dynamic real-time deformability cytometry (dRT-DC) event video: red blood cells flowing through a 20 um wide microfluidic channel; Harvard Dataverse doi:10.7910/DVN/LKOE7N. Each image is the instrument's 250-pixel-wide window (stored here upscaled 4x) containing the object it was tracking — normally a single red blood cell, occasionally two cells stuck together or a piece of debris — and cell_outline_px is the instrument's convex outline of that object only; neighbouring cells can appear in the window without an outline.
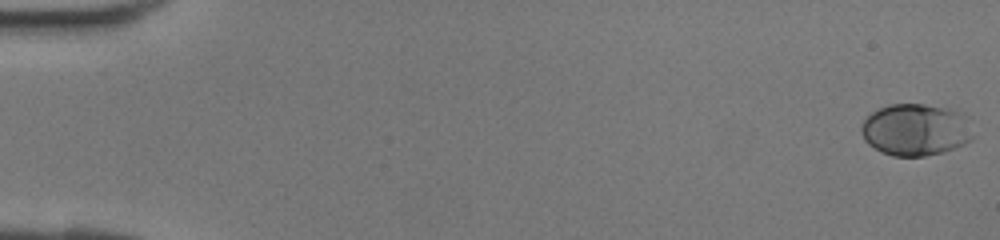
{"species": "human", "species_latin": "Homo sapiens", "temperature_condition": "room temperature", "stored_images_in_passage": 42, "camera_frame_rate_fps": 3000, "um_per_image_px": 0.085, "donor": {"sex": "female"}, "frame": {"image": 1, "passage_image": 1, "time_ms": 0.0, "image_size_px": [1000, 240], "cell_outline_px": [[972, 140], [964, 144], [944, 152], [924, 156], [892, 156], [880, 152], [868, 144], [864, 140], [860, 132], [860, 128], [864, 120], [872, 112], [888, 104], [924, 104], [956, 108], [964, 112], [972, 136]], "centroid_in_image_um": [77.82, 11.02], "position_along_channel_um": 7.2, "area_um2": 34.28}}
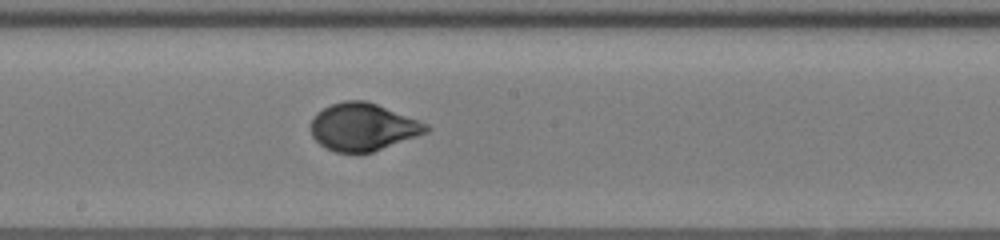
{"frame": {"image": 2, "passage_image": 24, "time_ms": 7.667, "image_size_px": [1000, 240], "cell_outline_px": [[432, 128], [428, 132], [372, 152], [336, 152], [324, 148], [312, 136], [312, 120], [316, 112], [332, 104], [344, 100], [364, 100], [376, 104], [428, 124]], "centroid_in_image_um": [30.85, 10.79], "position_along_channel_um": 217.4, "area_um2": 31.62}}
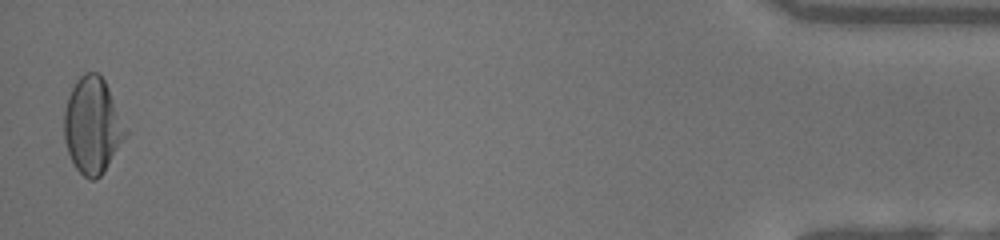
{"frame": {"image": 3, "passage_image": 42, "time_ms": 13.667, "image_size_px": [1000, 240], "cell_outline_px": [[128, 132], [104, 172], [96, 180], [88, 180], [76, 168], [68, 152], [64, 140], [64, 108], [68, 96], [76, 80], [84, 72], [96, 72], [104, 80], [108, 88]], "centroid_in_image_um": [7.84, 10.68], "position_along_channel_um": 427.4, "area_um2": 34.1}}